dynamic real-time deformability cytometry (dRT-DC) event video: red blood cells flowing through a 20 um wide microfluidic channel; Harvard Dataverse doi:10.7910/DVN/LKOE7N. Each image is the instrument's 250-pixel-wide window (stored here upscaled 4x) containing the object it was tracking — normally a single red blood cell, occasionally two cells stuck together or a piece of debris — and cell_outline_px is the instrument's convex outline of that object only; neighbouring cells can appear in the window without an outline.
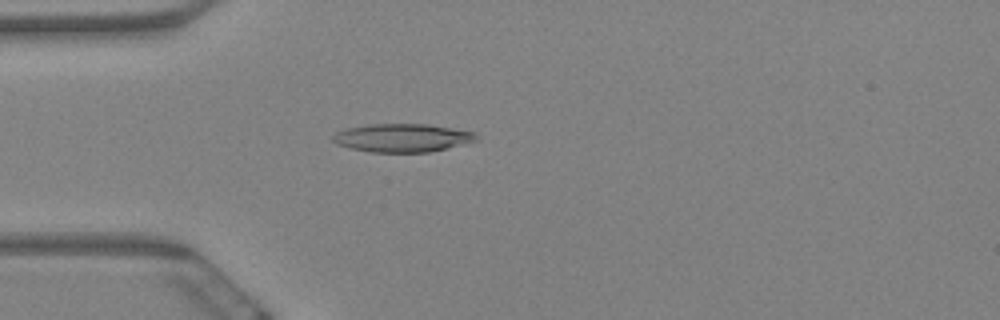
{"species": "Egyptian fruit bat (a non-hibernating species)", "species_latin": "Rousettus aegyptiacus", "temperature_condition": "warm", "stored_images_in_passage": 9, "camera_frame_rate_fps": 3000, "um_per_image_px": 0.085, "animal": {"sex": "female"}, "frame": {"image": 1, "passage_image": 4, "time_ms": 1.0, "image_size_px": [1000, 320], "cell_outline_px": [[476, 140], [428, 152], [372, 152], [352, 148], [336, 144], [332, 140], [332, 136], [336, 132], [348, 128], [368, 124], [428, 124], [476, 132]], "centroid_in_image_um": [34.15, 11.7], "position_along_channel_um": 50.8, "area_um2": 23.29}}
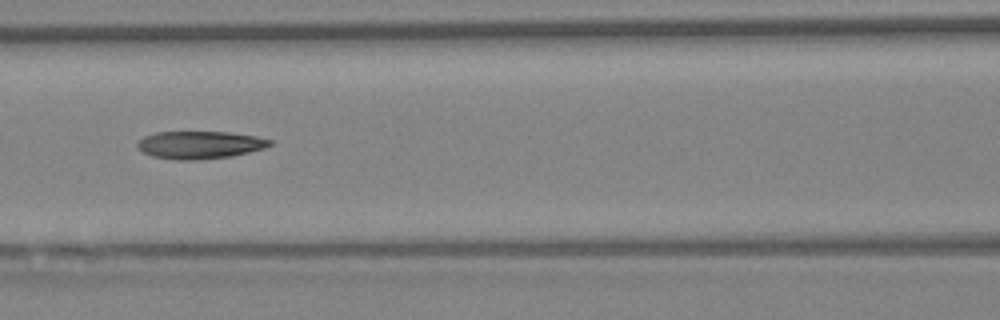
{"frame": {"image": 2, "passage_image": 7, "time_ms": 2.0, "image_size_px": [1000, 320], "cell_outline_px": [[272, 144], [264, 148], [232, 156], [196, 160], [176, 160], [152, 156], [144, 152], [136, 144], [144, 136], [156, 132], [228, 132], [256, 136], [272, 140]], "centroid_in_image_um": [16.99, 12.31], "position_along_channel_um": 149.6, "area_um2": 21.21}}
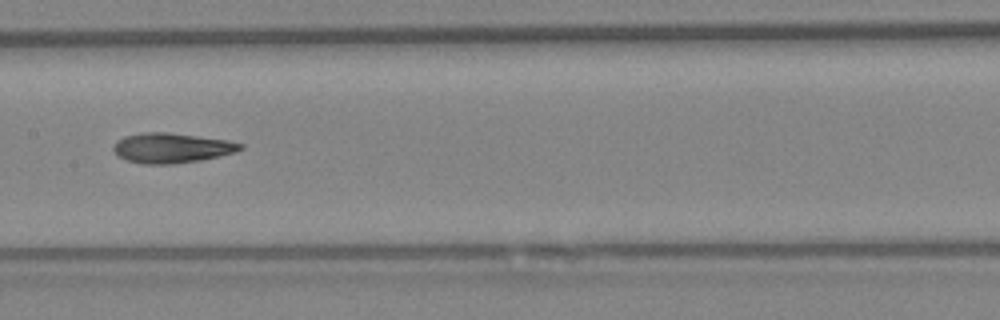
{"frame": {"image": 3, "passage_image": 8, "time_ms": 2.333, "image_size_px": [1000, 320], "cell_outline_px": [[244, 148], [236, 152], [220, 156], [200, 160], [172, 164], [144, 164], [128, 160], [120, 156], [112, 148], [116, 140], [124, 136], [140, 132], [168, 132], [228, 140], [244, 144]], "centroid_in_image_um": [14.61, 12.56], "position_along_channel_um": 192.8, "area_um2": 22.2}}